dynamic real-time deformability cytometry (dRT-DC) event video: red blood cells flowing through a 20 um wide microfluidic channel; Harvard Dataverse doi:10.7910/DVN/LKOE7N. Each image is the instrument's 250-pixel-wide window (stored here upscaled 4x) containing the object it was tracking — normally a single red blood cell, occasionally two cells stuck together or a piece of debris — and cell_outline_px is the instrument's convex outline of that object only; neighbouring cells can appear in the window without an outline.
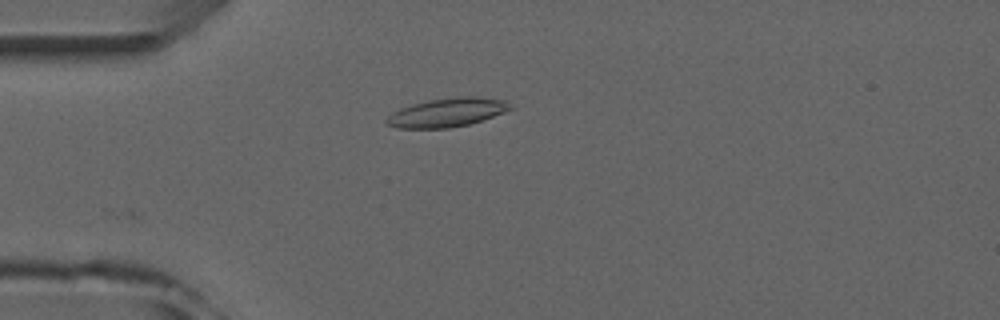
{"species": "common noctule bat (a hibernating species)", "species_latin": "Nyctalus noctula", "temperature_condition": "room temperature", "stored_images_in_passage": 5, "camera_frame_rate_fps": 3000, "um_per_image_px": 0.085, "animal": {"sex": "male", "forearm_length_mm": 52.5}, "frame": {"image": 1, "passage_image": 5, "time_ms": 5.333, "image_size_px": [1000, 320], "cell_outline_px": [[512, 108], [504, 112], [468, 124], [448, 128], [396, 128], [388, 124], [384, 120], [392, 112], [400, 108], [412, 104], [428, 100], [460, 96], [476, 96], [504, 100]], "centroid_in_image_um": [37.95, 9.55], "position_along_channel_um": 47.0, "area_um2": 20.52}}